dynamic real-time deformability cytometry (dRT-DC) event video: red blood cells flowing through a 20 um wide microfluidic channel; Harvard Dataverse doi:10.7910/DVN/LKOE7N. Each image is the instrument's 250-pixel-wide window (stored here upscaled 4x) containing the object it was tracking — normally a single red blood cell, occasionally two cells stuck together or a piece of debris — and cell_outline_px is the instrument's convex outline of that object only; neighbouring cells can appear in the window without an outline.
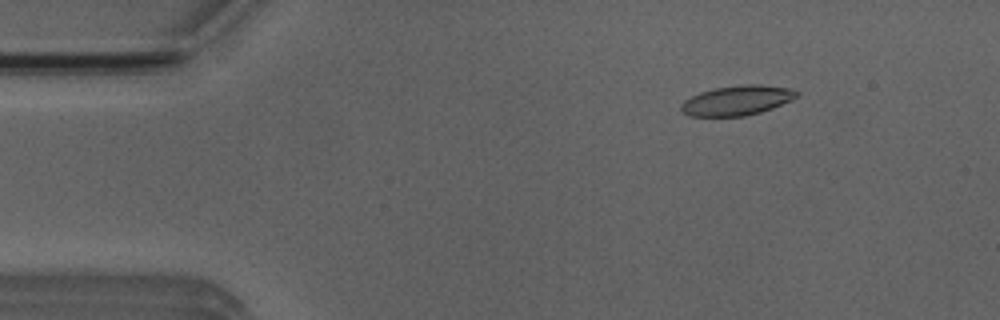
{"species": "Egyptian fruit bat (a non-hibernating species)", "species_latin": "Rousettus aegyptiacus", "temperature_condition": "room temperature", "stored_images_in_passage": 4, "camera_frame_rate_fps": 3000, "um_per_image_px": 0.085, "animal": {"sex": "male"}, "frame": {"image": 1, "passage_image": 2, "time_ms": 1.0, "image_size_px": [1000, 320], "cell_outline_px": [[800, 92], [792, 100], [772, 108], [760, 112], [744, 116], [692, 116], [684, 112], [680, 108], [680, 104], [684, 100], [700, 92], [712, 88], [744, 84], [760, 84], [792, 88]], "centroid_in_image_um": [62.67, 8.52], "position_along_channel_um": 22.3, "area_um2": 20.11}}